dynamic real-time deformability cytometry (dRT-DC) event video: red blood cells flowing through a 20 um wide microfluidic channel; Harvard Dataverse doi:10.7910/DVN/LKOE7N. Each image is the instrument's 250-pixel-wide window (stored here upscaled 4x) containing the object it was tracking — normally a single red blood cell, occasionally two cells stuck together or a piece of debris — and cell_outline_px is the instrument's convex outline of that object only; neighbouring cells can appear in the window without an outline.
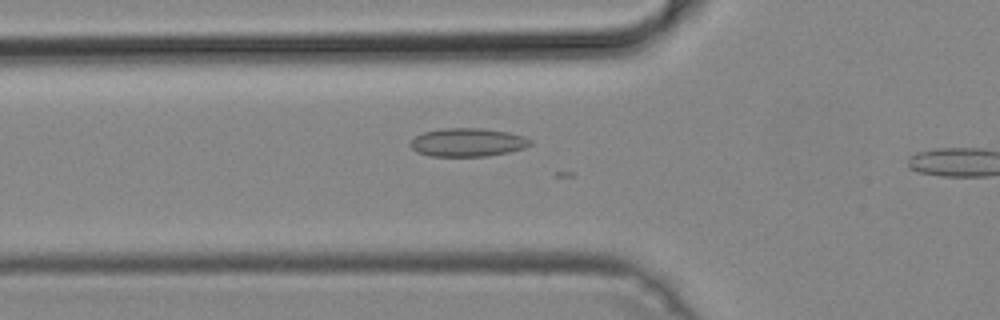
{"species": "common noctule bat (a hibernating species)", "species_latin": "Nyctalus noctula", "temperature_condition": "cold", "stored_images_in_passage": 13, "camera_frame_rate_fps": 3000, "um_per_image_px": 0.085, "animal": {"sex": "male", "body_mass_g": 19.2, "forearm_length_mm": 51.8}, "frame": {"image": 1, "passage_image": 12, "time_ms": 3.667, "image_size_px": [1000, 320], "cell_outline_px": [[532, 144], [524, 148], [508, 152], [488, 156], [428, 156], [416, 152], [408, 144], [416, 136], [424, 132], [444, 128], [480, 128], [508, 132], [524, 136], [532, 140]], "centroid_in_image_um": [39.75, 12.1], "position_along_channel_um": 86.1, "area_um2": 19.88}}